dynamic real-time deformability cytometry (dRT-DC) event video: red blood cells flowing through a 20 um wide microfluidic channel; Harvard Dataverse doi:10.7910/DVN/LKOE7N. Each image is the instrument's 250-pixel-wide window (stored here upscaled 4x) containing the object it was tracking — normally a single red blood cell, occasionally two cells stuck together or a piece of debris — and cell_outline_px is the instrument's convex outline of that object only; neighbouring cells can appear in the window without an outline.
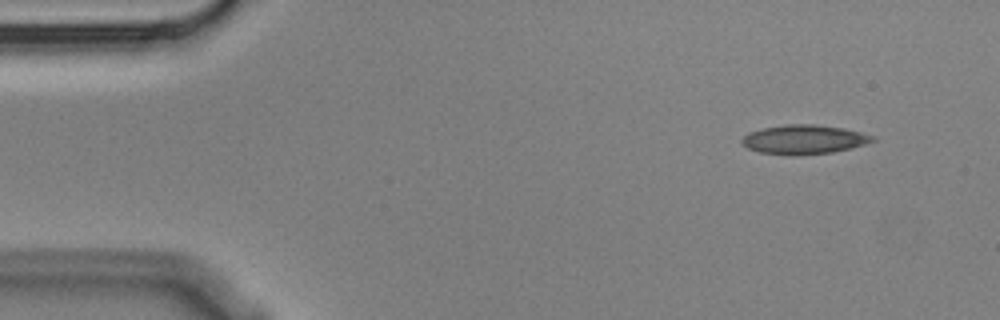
{"species": "Egyptian fruit bat (a non-hibernating species)", "species_latin": "Rousettus aegyptiacus", "temperature_condition": "cold", "stored_images_in_passage": 6, "segment_of_instrument_passage": [1, 2], "camera_frame_rate_fps": 3000, "um_per_image_px": 0.085, "animal": {"sex": "male"}, "frame": {"image": 1, "passage_image": 2, "time_ms": 0.333, "image_size_px": [1000, 320], "cell_outline_px": [[876, 140], [852, 148], [832, 152], [796, 156], [760, 152], [748, 148], [740, 140], [748, 132], [764, 128], [784, 124], [812, 124], [840, 128], [860, 132], [876, 136]], "centroid_in_image_um": [68.34, 11.86], "position_along_channel_um": 16.7, "area_um2": 22.14}}
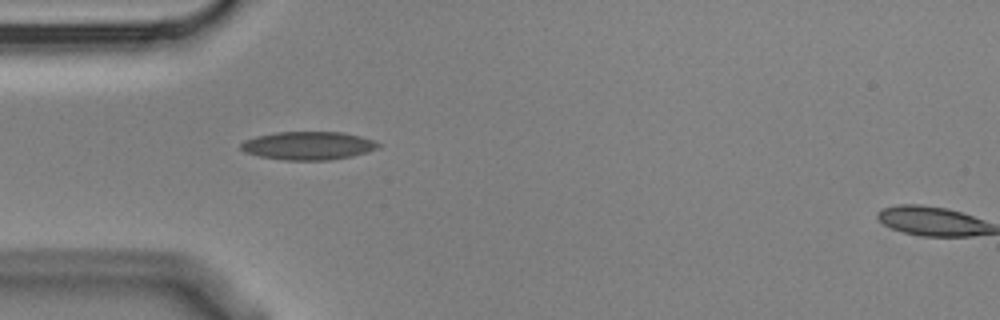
{"frame": {"image": 2, "passage_image": 5, "time_ms": 1.333, "image_size_px": [1000, 320], "cell_outline_px": [[380, 148], [368, 152], [352, 156], [328, 160], [284, 160], [260, 156], [244, 152], [240, 148], [240, 144], [244, 140], [256, 136], [276, 132], [344, 132], [360, 136], [372, 140], [380, 144]], "centroid_in_image_um": [26.2, 12.38], "position_along_channel_um": 58.8, "area_um2": 22.66}}